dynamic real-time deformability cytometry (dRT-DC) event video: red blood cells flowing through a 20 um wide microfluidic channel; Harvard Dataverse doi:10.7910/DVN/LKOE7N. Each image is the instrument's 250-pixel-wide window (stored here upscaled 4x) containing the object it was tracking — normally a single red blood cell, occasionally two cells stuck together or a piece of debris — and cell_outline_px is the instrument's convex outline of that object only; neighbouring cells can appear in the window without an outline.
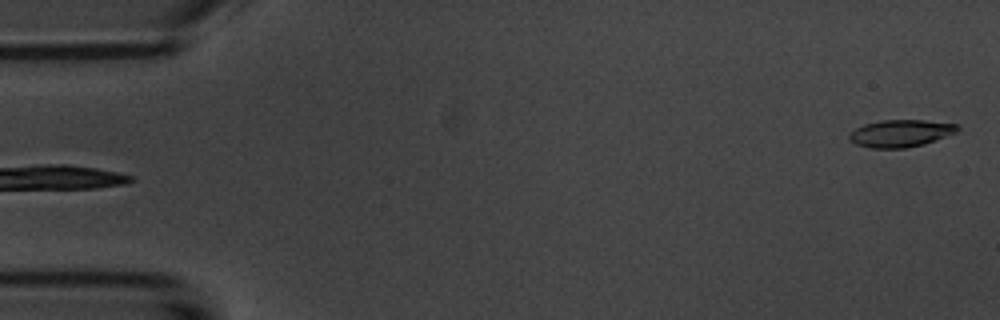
{"species": "common noctule bat (a hibernating species)", "species_latin": "Nyctalus noctula", "temperature_condition": "room temperature", "stored_images_in_passage": 6, "segment_of_instrument_passage": [2, 2], "camera_frame_rate_fps": 3000, "um_per_image_px": 0.085, "animal": {"sex": "male", "body_mass_g": 20.1, "forearm_length_mm": 53.5}, "frame": {"image": 1, "passage_image": 6, "time_ms": 5.667, "image_size_px": [1000, 320], "cell_outline_px": [[960, 128], [956, 132], [936, 140], [924, 144], [908, 148], [872, 148], [856, 144], [848, 136], [848, 132], [864, 124], [880, 120], [924, 120], [960, 124]], "centroid_in_image_um": [76.57, 11.32], "position_along_channel_um": 8.4, "area_um2": 17.28}}